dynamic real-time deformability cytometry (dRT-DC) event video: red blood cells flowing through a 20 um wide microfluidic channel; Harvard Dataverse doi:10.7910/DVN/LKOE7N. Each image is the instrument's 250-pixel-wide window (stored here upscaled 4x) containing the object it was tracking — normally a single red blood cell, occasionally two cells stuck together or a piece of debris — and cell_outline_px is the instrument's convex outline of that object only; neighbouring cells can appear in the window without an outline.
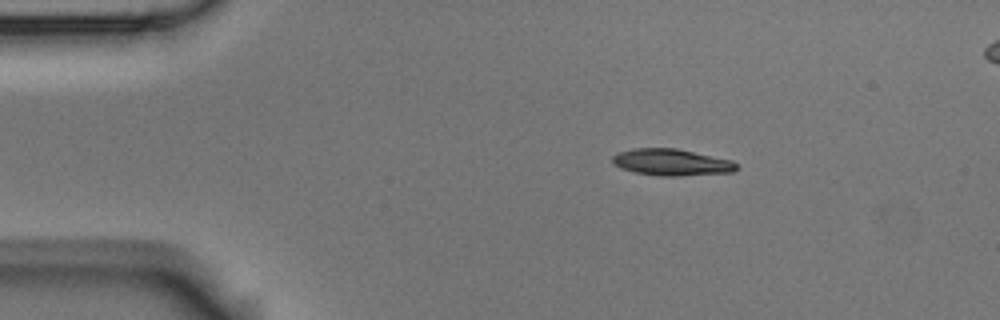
{"species": "Egyptian fruit bat (a non-hibernating species)", "species_latin": "Rousettus aegyptiacus", "temperature_condition": "room temperature", "stored_images_in_passage": 4, "camera_frame_rate_fps": 3000, "um_per_image_px": 0.085, "animal": {"sex": "male"}, "frame": {"image": 1, "passage_image": 1, "time_ms": 0.0, "image_size_px": [1000, 320], "cell_outline_px": [[740, 168], [732, 172], [680, 176], [660, 176], [636, 172], [620, 168], [612, 164], [612, 156], [616, 152], [632, 148], [676, 148], [732, 160], [740, 164]], "centroid_in_image_um": [57.09, 13.79], "position_along_channel_um": 27.9, "area_um2": 19.54}}
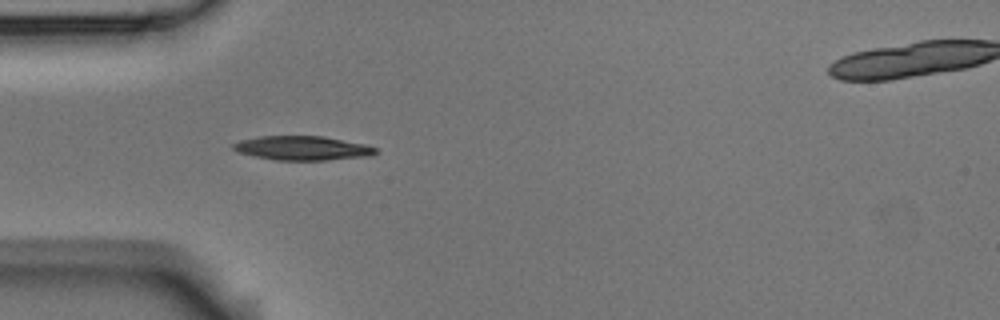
{"frame": {"image": 2, "passage_image": 3, "time_ms": 0.667, "image_size_px": [1000, 320], "cell_outline_px": [[380, 152], [372, 156], [328, 160], [276, 160], [236, 152], [232, 148], [232, 144], [240, 140], [256, 136], [324, 136], [368, 144], [376, 148]], "centroid_in_image_um": [25.76, 12.58], "position_along_channel_um": 59.2, "area_um2": 20.4}}